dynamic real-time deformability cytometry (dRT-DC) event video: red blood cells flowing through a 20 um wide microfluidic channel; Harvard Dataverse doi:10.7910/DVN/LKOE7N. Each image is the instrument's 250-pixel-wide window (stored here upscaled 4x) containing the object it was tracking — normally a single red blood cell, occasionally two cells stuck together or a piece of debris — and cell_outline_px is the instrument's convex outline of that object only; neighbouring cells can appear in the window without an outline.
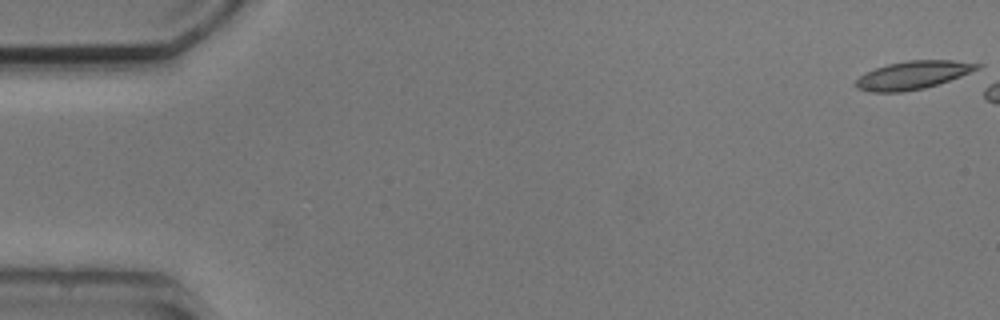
{"species": "common noctule bat (a hibernating species)", "species_latin": "Nyctalus noctula", "temperature_condition": "cold", "stored_images_in_passage": 5, "camera_frame_rate_fps": 3000, "um_per_image_px": 0.085, "animal": {"sex": "male", "body_mass_g": 20.5, "forearm_length_mm": 52.5}, "frame": {"image": 1, "passage_image": 1, "time_ms": 0.0, "image_size_px": [1000, 320], "cell_outline_px": [[984, 64], [980, 68], [960, 76], [924, 88], [900, 92], [868, 92], [856, 88], [852, 84], [860, 76], [876, 68], [888, 64], [908, 60], [952, 60]], "centroid_in_image_um": [77.57, 6.38], "position_along_channel_um": 7.4, "area_um2": 19.77}}